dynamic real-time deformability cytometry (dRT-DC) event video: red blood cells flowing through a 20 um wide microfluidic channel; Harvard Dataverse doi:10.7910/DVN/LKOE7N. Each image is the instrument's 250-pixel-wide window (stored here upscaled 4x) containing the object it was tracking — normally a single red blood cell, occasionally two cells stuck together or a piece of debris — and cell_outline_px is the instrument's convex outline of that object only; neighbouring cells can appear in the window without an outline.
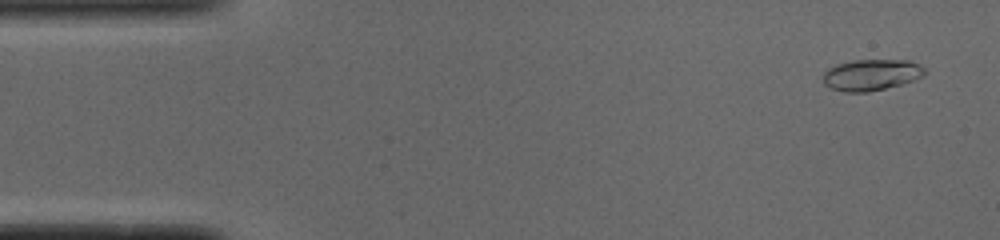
{"species": "common noctule bat (a hibernating species)", "species_latin": "Nyctalus noctula", "temperature_condition": "cold", "stored_images_in_passage": 52, "camera_frame_rate_fps": 3000, "um_per_image_px": 0.085, "animal": {"sex": "male", "body_mass_g": 19.0, "forearm_length_mm": 50.8}, "frame": {"image": 1, "passage_image": 3, "time_ms": 0.667, "image_size_px": [1000, 240], "cell_outline_px": [[924, 76], [900, 84], [868, 92], [844, 92], [832, 88], [824, 84], [824, 72], [828, 68], [836, 64], [852, 60], [908, 60], [920, 64], [924, 68]], "centroid_in_image_um": [74.05, 6.35], "position_along_channel_um": 11.0, "area_um2": 18.38}}
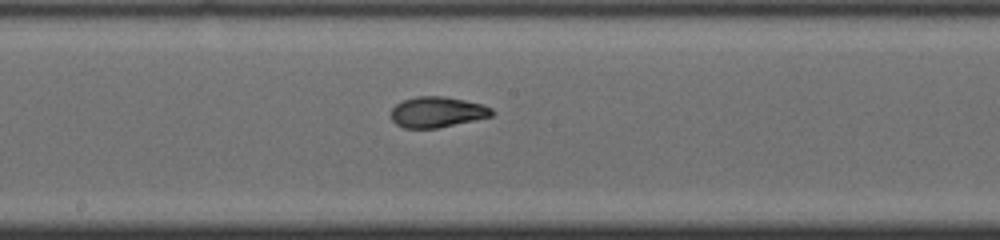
{"frame": {"image": 2, "passage_image": 27, "time_ms": 8.667, "image_size_px": [1000, 240], "cell_outline_px": [[496, 112], [492, 116], [436, 128], [404, 128], [396, 124], [392, 120], [392, 108], [396, 104], [404, 100], [416, 96], [444, 96], [484, 104], [492, 108]], "centroid_in_image_um": [37.18, 9.51], "position_along_channel_um": 211.0, "area_um2": 17.98}}
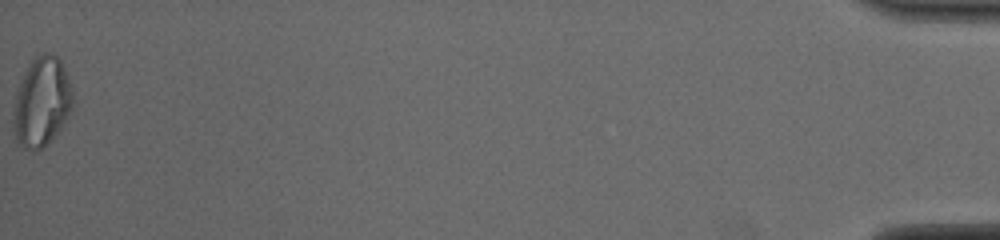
{"frame": {"image": 3, "passage_image": 52, "time_ms": 17.0, "image_size_px": [1000, 240], "cell_outline_px": [[72, 104], [64, 124], [36, 152], [24, 148], [16, 140], [12, 128], [12, 112], [16, 96], [24, 72], [32, 60], [36, 56], [44, 52], [52, 52], [60, 60], [72, 88]], "centroid_in_image_um": [3.51, 8.66], "position_along_channel_um": 431.7, "area_um2": 30.58}, "authors_computed_cell_mechanics": {"area_um2": 18.2937, "velocity_mm_per_s": 3.8913, "shape_relaxation_time_tau1_ms": 4.3388, "shape_relaxation_time_tau2_ms": 1.8792, "deformation_change_tau1": 0.2039, "deformation_change_tau2": 0.0385}}